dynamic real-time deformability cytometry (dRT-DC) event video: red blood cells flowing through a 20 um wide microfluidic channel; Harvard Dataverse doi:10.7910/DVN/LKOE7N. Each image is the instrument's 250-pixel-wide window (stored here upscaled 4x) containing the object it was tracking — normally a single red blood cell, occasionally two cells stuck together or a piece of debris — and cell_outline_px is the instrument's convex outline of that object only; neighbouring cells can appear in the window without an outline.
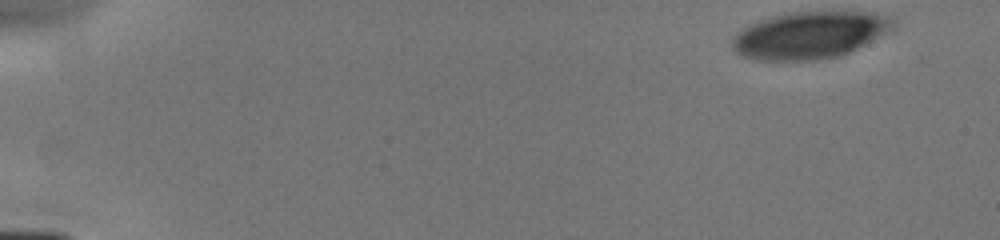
{"species": "human", "species_latin": "Homo sapiens", "temperature_condition": "cold", "stored_images_in_passage": 10, "camera_frame_rate_fps": 3000, "um_per_image_px": 0.085, "donor": {"sex": "male"}, "frame": {"image": 1, "passage_image": 1, "time_ms": 0.0, "image_size_px": [1000, 240], "cell_outline_px": [[896, 28], [848, 52], [836, 56], [816, 60], [756, 60], [744, 56], [736, 52], [732, 44], [732, 40], [744, 28], [760, 20], [772, 16], [792, 12], [876, 12], [888, 16], [892, 20]], "centroid_in_image_um": [68.85, 2.98], "position_along_channel_um": 16.2, "area_um2": 43.47}}
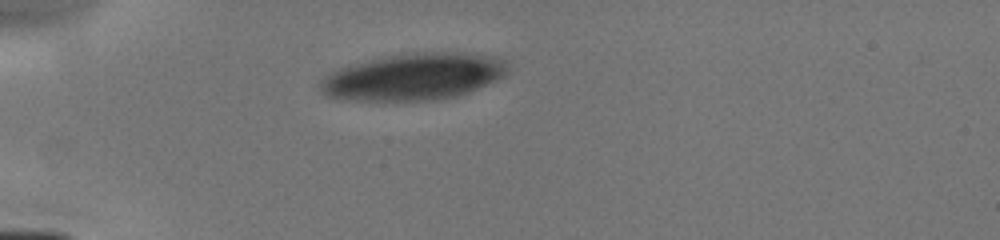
{"frame": {"image": 2, "passage_image": 6, "time_ms": 3.667, "image_size_px": [1000, 240], "cell_outline_px": [[508, 68], [504, 76], [488, 84], [468, 92], [452, 96], [432, 100], [356, 100], [324, 96], [320, 92], [320, 80], [324, 76], [340, 68], [352, 64], [380, 56], [416, 52], [464, 52], [500, 56], [508, 64]], "centroid_in_image_um": [35.17, 6.49], "position_along_channel_um": 49.8, "area_um2": 51.33}}
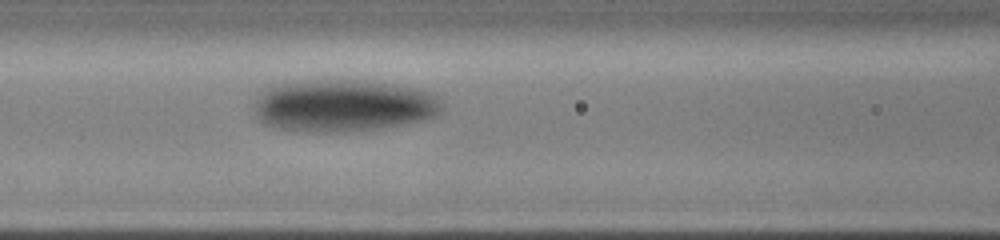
{"frame": {"image": 3, "passage_image": 10, "time_ms": 6.333, "image_size_px": [1000, 240], "cell_outline_px": [[444, 108], [436, 116], [424, 120], [384, 128], [324, 132], [280, 128], [264, 124], [256, 116], [256, 100], [264, 92], [280, 84], [304, 80], [364, 80], [392, 84], [416, 88], [428, 92], [436, 96], [444, 104]], "centroid_in_image_um": [29.27, 8.97], "position_along_channel_um": 137.3, "area_um2": 56.59}}